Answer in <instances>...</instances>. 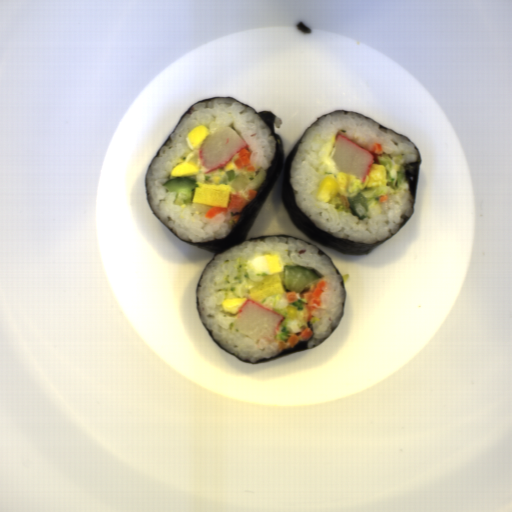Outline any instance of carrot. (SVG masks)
<instances>
[{
  "mask_svg": "<svg viewBox=\"0 0 512 512\" xmlns=\"http://www.w3.org/2000/svg\"><path fill=\"white\" fill-rule=\"evenodd\" d=\"M239 153V158L234 159L233 163L237 166L238 170L242 168H246L247 172L255 171V166L251 164V147L248 145L247 147L240 149L237 151Z\"/></svg>",
  "mask_w": 512,
  "mask_h": 512,
  "instance_id": "1",
  "label": "carrot"
},
{
  "mask_svg": "<svg viewBox=\"0 0 512 512\" xmlns=\"http://www.w3.org/2000/svg\"><path fill=\"white\" fill-rule=\"evenodd\" d=\"M228 213H229V211H228L227 207L224 208V207H214L213 206L207 212H204V216L209 219L214 220L216 214H224V216H225Z\"/></svg>",
  "mask_w": 512,
  "mask_h": 512,
  "instance_id": "2",
  "label": "carrot"
},
{
  "mask_svg": "<svg viewBox=\"0 0 512 512\" xmlns=\"http://www.w3.org/2000/svg\"><path fill=\"white\" fill-rule=\"evenodd\" d=\"M369 152L374 156V158L378 155L383 154L382 145L378 142H375L371 145Z\"/></svg>",
  "mask_w": 512,
  "mask_h": 512,
  "instance_id": "3",
  "label": "carrot"
},
{
  "mask_svg": "<svg viewBox=\"0 0 512 512\" xmlns=\"http://www.w3.org/2000/svg\"><path fill=\"white\" fill-rule=\"evenodd\" d=\"M312 335H313V332H312L311 327H309V326H306L304 328V330L301 333H299V336L301 337V339L303 341L309 340L312 337Z\"/></svg>",
  "mask_w": 512,
  "mask_h": 512,
  "instance_id": "4",
  "label": "carrot"
},
{
  "mask_svg": "<svg viewBox=\"0 0 512 512\" xmlns=\"http://www.w3.org/2000/svg\"><path fill=\"white\" fill-rule=\"evenodd\" d=\"M286 298H287L288 304L294 303V302L298 301V292H295V291L286 292Z\"/></svg>",
  "mask_w": 512,
  "mask_h": 512,
  "instance_id": "5",
  "label": "carrot"
},
{
  "mask_svg": "<svg viewBox=\"0 0 512 512\" xmlns=\"http://www.w3.org/2000/svg\"><path fill=\"white\" fill-rule=\"evenodd\" d=\"M299 342H300V340H299V337L297 334H293L291 337H289L287 339V343H288L289 347L294 348L295 346L298 345Z\"/></svg>",
  "mask_w": 512,
  "mask_h": 512,
  "instance_id": "6",
  "label": "carrot"
},
{
  "mask_svg": "<svg viewBox=\"0 0 512 512\" xmlns=\"http://www.w3.org/2000/svg\"><path fill=\"white\" fill-rule=\"evenodd\" d=\"M277 347L279 351H282L283 349H288L286 343L283 342L282 340L277 341Z\"/></svg>",
  "mask_w": 512,
  "mask_h": 512,
  "instance_id": "7",
  "label": "carrot"
},
{
  "mask_svg": "<svg viewBox=\"0 0 512 512\" xmlns=\"http://www.w3.org/2000/svg\"><path fill=\"white\" fill-rule=\"evenodd\" d=\"M387 199H388V195H383V196L379 197L378 201H379V203H383V202L387 201Z\"/></svg>",
  "mask_w": 512,
  "mask_h": 512,
  "instance_id": "8",
  "label": "carrot"
}]
</instances>
